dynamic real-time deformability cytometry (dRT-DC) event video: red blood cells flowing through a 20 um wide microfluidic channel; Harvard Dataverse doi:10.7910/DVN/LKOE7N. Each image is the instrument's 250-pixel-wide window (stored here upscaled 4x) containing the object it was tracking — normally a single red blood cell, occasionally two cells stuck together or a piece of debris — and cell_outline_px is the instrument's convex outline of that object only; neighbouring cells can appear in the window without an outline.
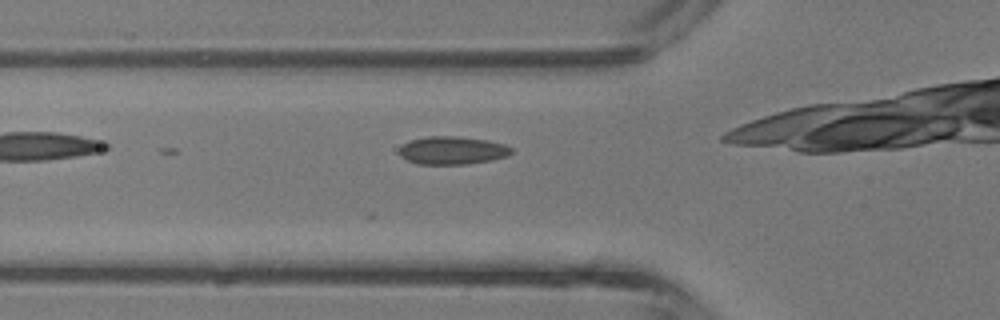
{"species": "common noctule bat (a hibernating species)", "species_latin": "Nyctalus noctula", "temperature_condition": "room temperature", "stored_images_in_passage": 2, "camera_frame_rate_fps": 3000, "um_per_image_px": 0.085, "animal": {"sex": "male", "body_mass_g": 13.3}, "frame": {"image": 1, "passage_image": 2, "time_ms": 0.333, "image_size_px": [1000, 320], "cell_outline_px": [[512, 152], [508, 156], [492, 160], [468, 164], [416, 164], [400, 156], [400, 148], [404, 144], [412, 140], [428, 136], [460, 136], [484, 140], [504, 144], [512, 148]], "centroid_in_image_um": [38.47, 12.79], "position_along_channel_um": 87.3, "area_um2": 18.21}}